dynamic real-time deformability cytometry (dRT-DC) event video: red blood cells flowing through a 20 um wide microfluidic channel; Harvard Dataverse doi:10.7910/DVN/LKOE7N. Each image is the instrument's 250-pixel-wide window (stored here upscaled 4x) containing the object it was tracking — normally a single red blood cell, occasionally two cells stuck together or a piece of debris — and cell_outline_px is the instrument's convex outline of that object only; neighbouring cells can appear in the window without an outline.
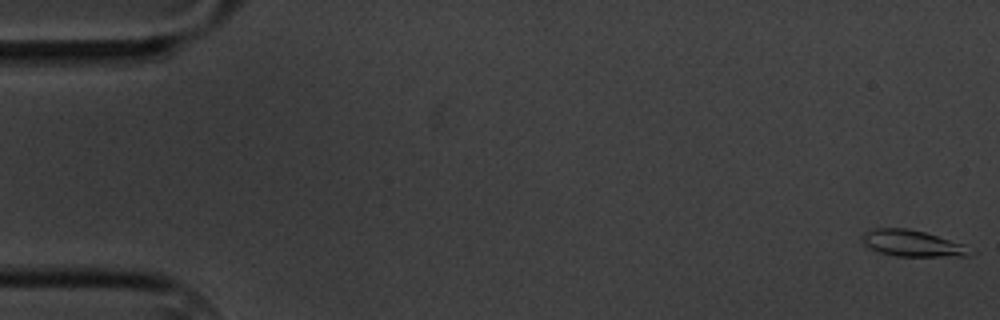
{"species": "common noctule bat (a hibernating species)", "species_latin": "Nyctalus noctula", "temperature_condition": "cold", "stored_images_in_passage": 5, "camera_frame_rate_fps": 3000, "um_per_image_px": 0.085, "animal": {"sex": "male", "body_mass_g": 20.1, "forearm_length_mm": 53.5}, "frame": {"image": 1, "passage_image": 5, "time_ms": 4.667, "image_size_px": [1000, 320], "cell_outline_px": [[976, 252], [968, 256], [896, 256], [880, 252], [868, 248], [860, 240], [860, 236], [864, 232], [876, 228], [908, 228], [924, 232], [960, 244]], "centroid_in_image_um": [77.47, 20.69], "position_along_channel_um": 7.5, "area_um2": 16.42}}